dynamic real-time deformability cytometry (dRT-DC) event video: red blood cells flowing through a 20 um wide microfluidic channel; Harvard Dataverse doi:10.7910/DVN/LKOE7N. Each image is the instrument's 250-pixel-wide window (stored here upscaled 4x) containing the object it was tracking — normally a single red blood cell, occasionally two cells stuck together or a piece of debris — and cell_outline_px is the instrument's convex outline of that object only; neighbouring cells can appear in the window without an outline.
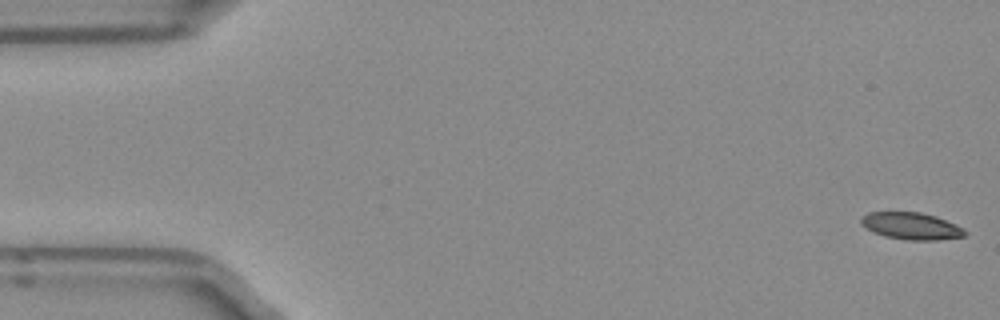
{"species": "Egyptian fruit bat (a non-hibernating species)", "species_latin": "Rousettus aegyptiacus", "temperature_condition": "room temperature", "stored_images_in_passage": 51, "camera_frame_rate_fps": 3000, "um_per_image_px": 0.085, "frame": {"image": 1, "passage_image": 1, "time_ms": 0.0, "image_size_px": [1000, 320], "cell_outline_px": [[968, 232], [964, 236], [936, 240], [904, 240], [884, 236], [860, 224], [860, 216], [868, 212], [920, 212], [936, 216], [964, 228]], "centroid_in_image_um": [77.45, 19.2], "position_along_channel_um": 7.5, "area_um2": 16.36}}
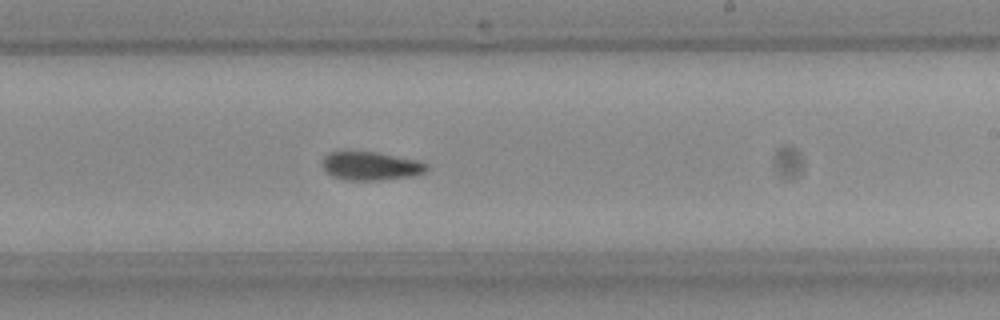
{"frame": {"image": 2, "passage_image": 30, "time_ms": 9.667, "image_size_px": [1000, 320], "cell_outline_px": [[428, 168], [424, 172], [412, 176], [376, 180], [348, 180], [332, 176], [320, 164], [324, 156], [328, 152], [376, 152], [416, 160], [428, 164]], "centroid_in_image_um": [31.49, 14.1], "position_along_channel_um": 257.5, "area_um2": 17.11}}
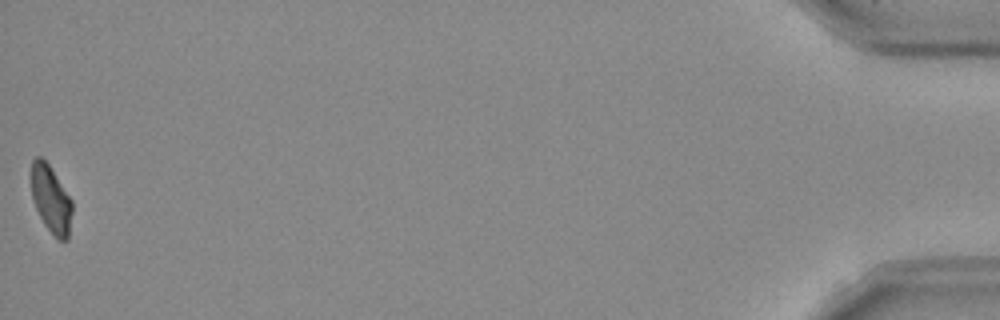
{"frame": {"image": 3, "passage_image": 51, "time_ms": 16.667, "image_size_px": [1000, 320], "cell_outline_px": [[72, 212], [68, 240], [60, 240], [44, 224], [36, 208], [32, 196], [28, 176], [32, 160], [36, 156], [40, 156], [48, 164], [72, 200]], "centroid_in_image_um": [4.29, 16.88], "position_along_channel_um": 430.9, "area_um2": 16.18}, "authors_computed_cell_mechanics": {"area_um2": 17.1088, "velocity_mm_per_s": 3.9643, "shape_relaxation_time_tau1_ms": null, "shape_relaxation_time_tau2_ms": 6.8887, "deformation_change_tau1": null, "deformation_change_tau2": 0.1275}}